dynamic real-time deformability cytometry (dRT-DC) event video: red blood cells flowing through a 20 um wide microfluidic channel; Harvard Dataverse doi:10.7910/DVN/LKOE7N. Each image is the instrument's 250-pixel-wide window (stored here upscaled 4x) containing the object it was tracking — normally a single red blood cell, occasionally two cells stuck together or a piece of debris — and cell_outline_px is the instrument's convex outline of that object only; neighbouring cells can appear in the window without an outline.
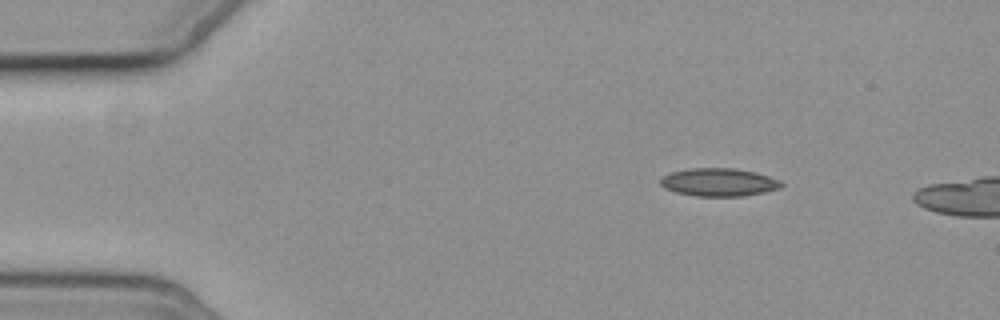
{"species": "common noctule bat (a hibernating species)", "species_latin": "Nyctalus noctula", "temperature_condition": "cold", "stored_images_in_passage": 3, "camera_frame_rate_fps": 3000, "um_per_image_px": 0.085, "animal": {"sex": "female", "body_mass_g": 19.3, "forearm_length_mm": 54.1}, "frame": {"image": 1, "passage_image": 1, "time_ms": 0.0, "image_size_px": [1000, 320], "cell_outline_px": [[784, 184], [780, 188], [764, 192], [744, 196], [696, 196], [676, 192], [664, 188], [660, 184], [660, 180], [664, 176], [672, 172], [688, 168], [736, 168], [756, 172], [780, 180]], "centroid_in_image_um": [61.12, 15.48], "position_along_channel_um": 23.9, "area_um2": 19.77}}